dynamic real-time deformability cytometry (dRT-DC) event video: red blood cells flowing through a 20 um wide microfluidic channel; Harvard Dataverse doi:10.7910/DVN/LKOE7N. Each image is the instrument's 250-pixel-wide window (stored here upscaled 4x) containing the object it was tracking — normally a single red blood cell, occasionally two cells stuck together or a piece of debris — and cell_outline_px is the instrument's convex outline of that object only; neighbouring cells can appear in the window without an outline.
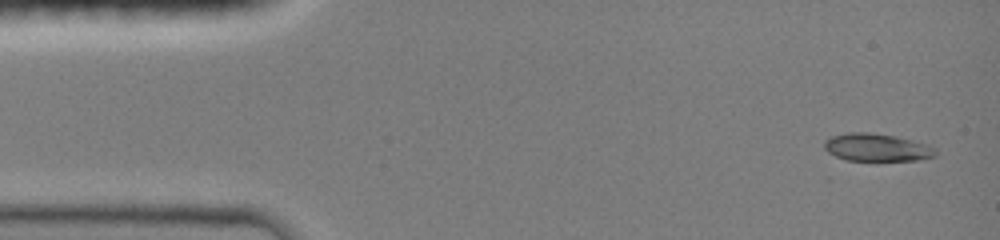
{"species": "common noctule bat (a hibernating species)", "species_latin": "Nyctalus noctula", "temperature_condition": "room temperature", "stored_images_in_passage": 4, "camera_frame_rate_fps": 3000, "um_per_image_px": 0.085, "animal": {"sex": "female", "body_mass_g": 19.0, "forearm_length_mm": 51.5}, "frame": {"image": 1, "passage_image": 1, "time_ms": 0.0, "image_size_px": [1000, 240], "cell_outline_px": [[936, 156], [916, 160], [848, 160], [836, 156], [828, 152], [824, 148], [824, 144], [832, 136], [848, 132], [872, 132], [896, 136], [912, 140], [924, 144], [932, 148], [936, 152]], "centroid_in_image_um": [74.51, 12.52], "position_along_channel_um": 10.5, "area_um2": 17.63}}
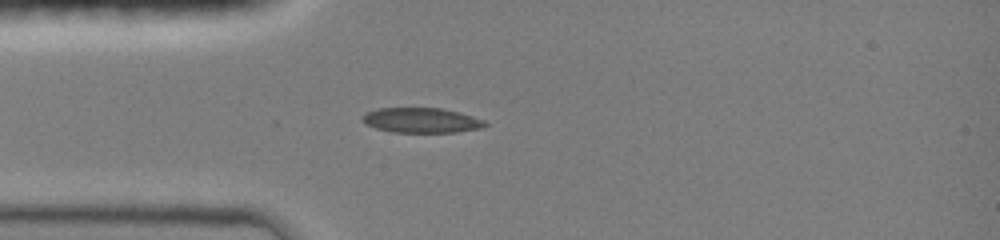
{"frame": {"image": 2, "passage_image": 4, "time_ms": 3.333, "image_size_px": [1000, 240], "cell_outline_px": [[488, 124], [480, 128], [456, 132], [392, 132], [376, 128], [368, 124], [360, 116], [368, 112], [380, 108], [440, 108], [460, 112], [484, 120]], "centroid_in_image_um": [35.84, 10.22], "position_along_channel_um": 49.2, "area_um2": 17.63}}